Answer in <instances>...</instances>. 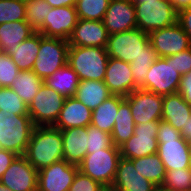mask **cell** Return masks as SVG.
<instances>
[{
	"instance_id": "obj_50",
	"label": "cell",
	"mask_w": 191,
	"mask_h": 191,
	"mask_svg": "<svg viewBox=\"0 0 191 191\" xmlns=\"http://www.w3.org/2000/svg\"><path fill=\"white\" fill-rule=\"evenodd\" d=\"M102 191H118L117 189L113 188L112 186L104 187Z\"/></svg>"
},
{
	"instance_id": "obj_43",
	"label": "cell",
	"mask_w": 191,
	"mask_h": 191,
	"mask_svg": "<svg viewBox=\"0 0 191 191\" xmlns=\"http://www.w3.org/2000/svg\"><path fill=\"white\" fill-rule=\"evenodd\" d=\"M178 92L191 105V71L182 76Z\"/></svg>"
},
{
	"instance_id": "obj_31",
	"label": "cell",
	"mask_w": 191,
	"mask_h": 191,
	"mask_svg": "<svg viewBox=\"0 0 191 191\" xmlns=\"http://www.w3.org/2000/svg\"><path fill=\"white\" fill-rule=\"evenodd\" d=\"M131 160L136 172L153 182L156 186L163 184L166 170L157 153Z\"/></svg>"
},
{
	"instance_id": "obj_8",
	"label": "cell",
	"mask_w": 191,
	"mask_h": 191,
	"mask_svg": "<svg viewBox=\"0 0 191 191\" xmlns=\"http://www.w3.org/2000/svg\"><path fill=\"white\" fill-rule=\"evenodd\" d=\"M134 5L137 28L147 34L177 22V11L168 0L148 1Z\"/></svg>"
},
{
	"instance_id": "obj_16",
	"label": "cell",
	"mask_w": 191,
	"mask_h": 191,
	"mask_svg": "<svg viewBox=\"0 0 191 191\" xmlns=\"http://www.w3.org/2000/svg\"><path fill=\"white\" fill-rule=\"evenodd\" d=\"M102 21L109 35L137 28L135 5L131 0H111Z\"/></svg>"
},
{
	"instance_id": "obj_4",
	"label": "cell",
	"mask_w": 191,
	"mask_h": 191,
	"mask_svg": "<svg viewBox=\"0 0 191 191\" xmlns=\"http://www.w3.org/2000/svg\"><path fill=\"white\" fill-rule=\"evenodd\" d=\"M109 56L104 47L69 46L67 64L80 81H104Z\"/></svg>"
},
{
	"instance_id": "obj_42",
	"label": "cell",
	"mask_w": 191,
	"mask_h": 191,
	"mask_svg": "<svg viewBox=\"0 0 191 191\" xmlns=\"http://www.w3.org/2000/svg\"><path fill=\"white\" fill-rule=\"evenodd\" d=\"M177 23L187 34L191 44V7L184 8L177 12Z\"/></svg>"
},
{
	"instance_id": "obj_28",
	"label": "cell",
	"mask_w": 191,
	"mask_h": 191,
	"mask_svg": "<svg viewBox=\"0 0 191 191\" xmlns=\"http://www.w3.org/2000/svg\"><path fill=\"white\" fill-rule=\"evenodd\" d=\"M78 75L66 64L44 80V84L65 98L73 97L79 85Z\"/></svg>"
},
{
	"instance_id": "obj_44",
	"label": "cell",
	"mask_w": 191,
	"mask_h": 191,
	"mask_svg": "<svg viewBox=\"0 0 191 191\" xmlns=\"http://www.w3.org/2000/svg\"><path fill=\"white\" fill-rule=\"evenodd\" d=\"M17 156L14 152L0 149V179Z\"/></svg>"
},
{
	"instance_id": "obj_1",
	"label": "cell",
	"mask_w": 191,
	"mask_h": 191,
	"mask_svg": "<svg viewBox=\"0 0 191 191\" xmlns=\"http://www.w3.org/2000/svg\"><path fill=\"white\" fill-rule=\"evenodd\" d=\"M23 156L37 171L63 160L61 130L54 126H35Z\"/></svg>"
},
{
	"instance_id": "obj_9",
	"label": "cell",
	"mask_w": 191,
	"mask_h": 191,
	"mask_svg": "<svg viewBox=\"0 0 191 191\" xmlns=\"http://www.w3.org/2000/svg\"><path fill=\"white\" fill-rule=\"evenodd\" d=\"M146 76V81L139 88L163 96L177 93L182 78L173 66V55L159 57Z\"/></svg>"
},
{
	"instance_id": "obj_40",
	"label": "cell",
	"mask_w": 191,
	"mask_h": 191,
	"mask_svg": "<svg viewBox=\"0 0 191 191\" xmlns=\"http://www.w3.org/2000/svg\"><path fill=\"white\" fill-rule=\"evenodd\" d=\"M103 188L100 183L78 171L68 191H102Z\"/></svg>"
},
{
	"instance_id": "obj_19",
	"label": "cell",
	"mask_w": 191,
	"mask_h": 191,
	"mask_svg": "<svg viewBox=\"0 0 191 191\" xmlns=\"http://www.w3.org/2000/svg\"><path fill=\"white\" fill-rule=\"evenodd\" d=\"M109 34L102 20L78 19L69 36V46L104 47L106 48Z\"/></svg>"
},
{
	"instance_id": "obj_38",
	"label": "cell",
	"mask_w": 191,
	"mask_h": 191,
	"mask_svg": "<svg viewBox=\"0 0 191 191\" xmlns=\"http://www.w3.org/2000/svg\"><path fill=\"white\" fill-rule=\"evenodd\" d=\"M19 71L11 56L3 53L0 56V87H10Z\"/></svg>"
},
{
	"instance_id": "obj_13",
	"label": "cell",
	"mask_w": 191,
	"mask_h": 191,
	"mask_svg": "<svg viewBox=\"0 0 191 191\" xmlns=\"http://www.w3.org/2000/svg\"><path fill=\"white\" fill-rule=\"evenodd\" d=\"M78 171L65 159L54 162L38 171L37 191H68Z\"/></svg>"
},
{
	"instance_id": "obj_47",
	"label": "cell",
	"mask_w": 191,
	"mask_h": 191,
	"mask_svg": "<svg viewBox=\"0 0 191 191\" xmlns=\"http://www.w3.org/2000/svg\"><path fill=\"white\" fill-rule=\"evenodd\" d=\"M180 136L185 139L187 142L191 141V116H189L188 121L186 122L185 128H181Z\"/></svg>"
},
{
	"instance_id": "obj_51",
	"label": "cell",
	"mask_w": 191,
	"mask_h": 191,
	"mask_svg": "<svg viewBox=\"0 0 191 191\" xmlns=\"http://www.w3.org/2000/svg\"><path fill=\"white\" fill-rule=\"evenodd\" d=\"M0 191H11V190L0 183Z\"/></svg>"
},
{
	"instance_id": "obj_34",
	"label": "cell",
	"mask_w": 191,
	"mask_h": 191,
	"mask_svg": "<svg viewBox=\"0 0 191 191\" xmlns=\"http://www.w3.org/2000/svg\"><path fill=\"white\" fill-rule=\"evenodd\" d=\"M26 21L25 0H0V24Z\"/></svg>"
},
{
	"instance_id": "obj_41",
	"label": "cell",
	"mask_w": 191,
	"mask_h": 191,
	"mask_svg": "<svg viewBox=\"0 0 191 191\" xmlns=\"http://www.w3.org/2000/svg\"><path fill=\"white\" fill-rule=\"evenodd\" d=\"M173 66L181 76L191 71V47L173 55Z\"/></svg>"
},
{
	"instance_id": "obj_21",
	"label": "cell",
	"mask_w": 191,
	"mask_h": 191,
	"mask_svg": "<svg viewBox=\"0 0 191 191\" xmlns=\"http://www.w3.org/2000/svg\"><path fill=\"white\" fill-rule=\"evenodd\" d=\"M91 120L92 110L73 96L65 98L63 107L53 126L60 130L87 127L91 125Z\"/></svg>"
},
{
	"instance_id": "obj_45",
	"label": "cell",
	"mask_w": 191,
	"mask_h": 191,
	"mask_svg": "<svg viewBox=\"0 0 191 191\" xmlns=\"http://www.w3.org/2000/svg\"><path fill=\"white\" fill-rule=\"evenodd\" d=\"M52 8L62 6H73L75 7L76 0H45Z\"/></svg>"
},
{
	"instance_id": "obj_35",
	"label": "cell",
	"mask_w": 191,
	"mask_h": 191,
	"mask_svg": "<svg viewBox=\"0 0 191 191\" xmlns=\"http://www.w3.org/2000/svg\"><path fill=\"white\" fill-rule=\"evenodd\" d=\"M0 110L16 115H29L28 105L10 87H0Z\"/></svg>"
},
{
	"instance_id": "obj_3",
	"label": "cell",
	"mask_w": 191,
	"mask_h": 191,
	"mask_svg": "<svg viewBox=\"0 0 191 191\" xmlns=\"http://www.w3.org/2000/svg\"><path fill=\"white\" fill-rule=\"evenodd\" d=\"M106 52L109 58L128 63L140 56L159 58L158 53L149 42L148 34L139 28L109 35Z\"/></svg>"
},
{
	"instance_id": "obj_5",
	"label": "cell",
	"mask_w": 191,
	"mask_h": 191,
	"mask_svg": "<svg viewBox=\"0 0 191 191\" xmlns=\"http://www.w3.org/2000/svg\"><path fill=\"white\" fill-rule=\"evenodd\" d=\"M34 127L29 115H16L0 110V149L23 156Z\"/></svg>"
},
{
	"instance_id": "obj_14",
	"label": "cell",
	"mask_w": 191,
	"mask_h": 191,
	"mask_svg": "<svg viewBox=\"0 0 191 191\" xmlns=\"http://www.w3.org/2000/svg\"><path fill=\"white\" fill-rule=\"evenodd\" d=\"M149 42L159 57H168L191 47L187 34L176 22L166 28H160L148 34Z\"/></svg>"
},
{
	"instance_id": "obj_27",
	"label": "cell",
	"mask_w": 191,
	"mask_h": 191,
	"mask_svg": "<svg viewBox=\"0 0 191 191\" xmlns=\"http://www.w3.org/2000/svg\"><path fill=\"white\" fill-rule=\"evenodd\" d=\"M34 33L35 31L26 21L0 24V46L3 53L7 54Z\"/></svg>"
},
{
	"instance_id": "obj_52",
	"label": "cell",
	"mask_w": 191,
	"mask_h": 191,
	"mask_svg": "<svg viewBox=\"0 0 191 191\" xmlns=\"http://www.w3.org/2000/svg\"><path fill=\"white\" fill-rule=\"evenodd\" d=\"M3 54V50H2V48H1V46H0V56Z\"/></svg>"
},
{
	"instance_id": "obj_20",
	"label": "cell",
	"mask_w": 191,
	"mask_h": 191,
	"mask_svg": "<svg viewBox=\"0 0 191 191\" xmlns=\"http://www.w3.org/2000/svg\"><path fill=\"white\" fill-rule=\"evenodd\" d=\"M112 187L118 191H155L157 186L136 172L131 159L121 157Z\"/></svg>"
},
{
	"instance_id": "obj_10",
	"label": "cell",
	"mask_w": 191,
	"mask_h": 191,
	"mask_svg": "<svg viewBox=\"0 0 191 191\" xmlns=\"http://www.w3.org/2000/svg\"><path fill=\"white\" fill-rule=\"evenodd\" d=\"M65 97L43 84L28 105L34 126H53L63 107Z\"/></svg>"
},
{
	"instance_id": "obj_26",
	"label": "cell",
	"mask_w": 191,
	"mask_h": 191,
	"mask_svg": "<svg viewBox=\"0 0 191 191\" xmlns=\"http://www.w3.org/2000/svg\"><path fill=\"white\" fill-rule=\"evenodd\" d=\"M124 100L122 96L112 95L102 102L92 111L91 125L111 134L115 125V116H117L119 105Z\"/></svg>"
},
{
	"instance_id": "obj_18",
	"label": "cell",
	"mask_w": 191,
	"mask_h": 191,
	"mask_svg": "<svg viewBox=\"0 0 191 191\" xmlns=\"http://www.w3.org/2000/svg\"><path fill=\"white\" fill-rule=\"evenodd\" d=\"M104 82L112 95L126 97L139 87L135 84L130 63L109 58Z\"/></svg>"
},
{
	"instance_id": "obj_48",
	"label": "cell",
	"mask_w": 191,
	"mask_h": 191,
	"mask_svg": "<svg viewBox=\"0 0 191 191\" xmlns=\"http://www.w3.org/2000/svg\"><path fill=\"white\" fill-rule=\"evenodd\" d=\"M155 191H174V190L165 188L161 185V186H157Z\"/></svg>"
},
{
	"instance_id": "obj_29",
	"label": "cell",
	"mask_w": 191,
	"mask_h": 191,
	"mask_svg": "<svg viewBox=\"0 0 191 191\" xmlns=\"http://www.w3.org/2000/svg\"><path fill=\"white\" fill-rule=\"evenodd\" d=\"M134 121L129 103L124 100L115 116V125L111 133L113 145L120 147L134 134Z\"/></svg>"
},
{
	"instance_id": "obj_12",
	"label": "cell",
	"mask_w": 191,
	"mask_h": 191,
	"mask_svg": "<svg viewBox=\"0 0 191 191\" xmlns=\"http://www.w3.org/2000/svg\"><path fill=\"white\" fill-rule=\"evenodd\" d=\"M124 99L130 105L135 125L162 119L163 95L138 88Z\"/></svg>"
},
{
	"instance_id": "obj_23",
	"label": "cell",
	"mask_w": 191,
	"mask_h": 191,
	"mask_svg": "<svg viewBox=\"0 0 191 191\" xmlns=\"http://www.w3.org/2000/svg\"><path fill=\"white\" fill-rule=\"evenodd\" d=\"M191 116V105L177 92L163 96L162 119L178 131L185 128Z\"/></svg>"
},
{
	"instance_id": "obj_39",
	"label": "cell",
	"mask_w": 191,
	"mask_h": 191,
	"mask_svg": "<svg viewBox=\"0 0 191 191\" xmlns=\"http://www.w3.org/2000/svg\"><path fill=\"white\" fill-rule=\"evenodd\" d=\"M157 59L158 58H150V56H140L130 63L134 82L138 87L146 81V75L151 68L152 63Z\"/></svg>"
},
{
	"instance_id": "obj_15",
	"label": "cell",
	"mask_w": 191,
	"mask_h": 191,
	"mask_svg": "<svg viewBox=\"0 0 191 191\" xmlns=\"http://www.w3.org/2000/svg\"><path fill=\"white\" fill-rule=\"evenodd\" d=\"M0 183L11 191H37L38 171L24 156H17L2 175Z\"/></svg>"
},
{
	"instance_id": "obj_6",
	"label": "cell",
	"mask_w": 191,
	"mask_h": 191,
	"mask_svg": "<svg viewBox=\"0 0 191 191\" xmlns=\"http://www.w3.org/2000/svg\"><path fill=\"white\" fill-rule=\"evenodd\" d=\"M120 158V148L114 145L86 154L78 168L82 174L104 187H109L112 186Z\"/></svg>"
},
{
	"instance_id": "obj_30",
	"label": "cell",
	"mask_w": 191,
	"mask_h": 191,
	"mask_svg": "<svg viewBox=\"0 0 191 191\" xmlns=\"http://www.w3.org/2000/svg\"><path fill=\"white\" fill-rule=\"evenodd\" d=\"M43 84L44 80L32 70H22L19 71L10 88L14 90L26 105H29Z\"/></svg>"
},
{
	"instance_id": "obj_7",
	"label": "cell",
	"mask_w": 191,
	"mask_h": 191,
	"mask_svg": "<svg viewBox=\"0 0 191 191\" xmlns=\"http://www.w3.org/2000/svg\"><path fill=\"white\" fill-rule=\"evenodd\" d=\"M68 48V40L46 37L40 33V49L32 71L42 80L50 77L67 64Z\"/></svg>"
},
{
	"instance_id": "obj_49",
	"label": "cell",
	"mask_w": 191,
	"mask_h": 191,
	"mask_svg": "<svg viewBox=\"0 0 191 191\" xmlns=\"http://www.w3.org/2000/svg\"><path fill=\"white\" fill-rule=\"evenodd\" d=\"M133 4H138V3H144L148 1H158V0H131Z\"/></svg>"
},
{
	"instance_id": "obj_33",
	"label": "cell",
	"mask_w": 191,
	"mask_h": 191,
	"mask_svg": "<svg viewBox=\"0 0 191 191\" xmlns=\"http://www.w3.org/2000/svg\"><path fill=\"white\" fill-rule=\"evenodd\" d=\"M111 0H76L78 19L103 20Z\"/></svg>"
},
{
	"instance_id": "obj_25",
	"label": "cell",
	"mask_w": 191,
	"mask_h": 191,
	"mask_svg": "<svg viewBox=\"0 0 191 191\" xmlns=\"http://www.w3.org/2000/svg\"><path fill=\"white\" fill-rule=\"evenodd\" d=\"M40 49V33L35 32L28 39L24 40L12 48L7 54L11 56L12 61L22 70H32Z\"/></svg>"
},
{
	"instance_id": "obj_2",
	"label": "cell",
	"mask_w": 191,
	"mask_h": 191,
	"mask_svg": "<svg viewBox=\"0 0 191 191\" xmlns=\"http://www.w3.org/2000/svg\"><path fill=\"white\" fill-rule=\"evenodd\" d=\"M156 138L157 154L166 171L191 168V146L180 136V131L160 120Z\"/></svg>"
},
{
	"instance_id": "obj_32",
	"label": "cell",
	"mask_w": 191,
	"mask_h": 191,
	"mask_svg": "<svg viewBox=\"0 0 191 191\" xmlns=\"http://www.w3.org/2000/svg\"><path fill=\"white\" fill-rule=\"evenodd\" d=\"M51 6L45 0H26V22L35 32H41Z\"/></svg>"
},
{
	"instance_id": "obj_46",
	"label": "cell",
	"mask_w": 191,
	"mask_h": 191,
	"mask_svg": "<svg viewBox=\"0 0 191 191\" xmlns=\"http://www.w3.org/2000/svg\"><path fill=\"white\" fill-rule=\"evenodd\" d=\"M178 12L184 8L191 7V0H168Z\"/></svg>"
},
{
	"instance_id": "obj_36",
	"label": "cell",
	"mask_w": 191,
	"mask_h": 191,
	"mask_svg": "<svg viewBox=\"0 0 191 191\" xmlns=\"http://www.w3.org/2000/svg\"><path fill=\"white\" fill-rule=\"evenodd\" d=\"M163 187L174 191H186L191 188V168L166 171Z\"/></svg>"
},
{
	"instance_id": "obj_17",
	"label": "cell",
	"mask_w": 191,
	"mask_h": 191,
	"mask_svg": "<svg viewBox=\"0 0 191 191\" xmlns=\"http://www.w3.org/2000/svg\"><path fill=\"white\" fill-rule=\"evenodd\" d=\"M78 22L75 7L51 8L40 32L43 36L68 40Z\"/></svg>"
},
{
	"instance_id": "obj_37",
	"label": "cell",
	"mask_w": 191,
	"mask_h": 191,
	"mask_svg": "<svg viewBox=\"0 0 191 191\" xmlns=\"http://www.w3.org/2000/svg\"><path fill=\"white\" fill-rule=\"evenodd\" d=\"M87 154L91 151H100L108 147H113L111 134L100 130L92 125L87 126Z\"/></svg>"
},
{
	"instance_id": "obj_11",
	"label": "cell",
	"mask_w": 191,
	"mask_h": 191,
	"mask_svg": "<svg viewBox=\"0 0 191 191\" xmlns=\"http://www.w3.org/2000/svg\"><path fill=\"white\" fill-rule=\"evenodd\" d=\"M159 121H150L135 125L134 134L120 148L121 157L141 158L157 153V131Z\"/></svg>"
},
{
	"instance_id": "obj_24",
	"label": "cell",
	"mask_w": 191,
	"mask_h": 191,
	"mask_svg": "<svg viewBox=\"0 0 191 191\" xmlns=\"http://www.w3.org/2000/svg\"><path fill=\"white\" fill-rule=\"evenodd\" d=\"M112 94L104 81L82 80L74 94V97L92 111Z\"/></svg>"
},
{
	"instance_id": "obj_22",
	"label": "cell",
	"mask_w": 191,
	"mask_h": 191,
	"mask_svg": "<svg viewBox=\"0 0 191 191\" xmlns=\"http://www.w3.org/2000/svg\"><path fill=\"white\" fill-rule=\"evenodd\" d=\"M63 158L70 164L79 165L87 154V127L62 129Z\"/></svg>"
}]
</instances>
